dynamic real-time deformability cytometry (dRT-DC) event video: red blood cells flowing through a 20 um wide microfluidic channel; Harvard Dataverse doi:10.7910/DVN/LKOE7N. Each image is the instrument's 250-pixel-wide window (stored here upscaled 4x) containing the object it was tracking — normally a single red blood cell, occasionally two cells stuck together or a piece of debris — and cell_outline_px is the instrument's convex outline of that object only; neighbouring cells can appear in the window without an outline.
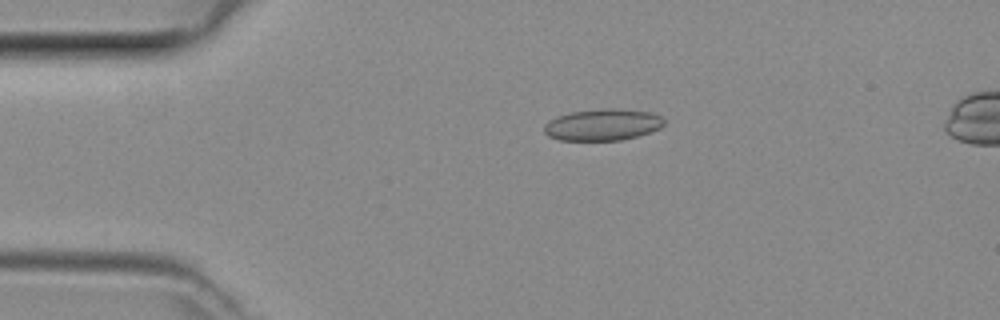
{"species": "common noctule bat (a hibernating species)", "species_latin": "Nyctalus noctula", "temperature_condition": "room temperature", "stored_images_in_passage": 6, "camera_frame_rate_fps": 3000, "um_per_image_px": 0.085, "animal": {"sex": "female", "body_mass_g": 29.2, "forearm_length_mm": 56.3}, "frame": {"image": 1, "passage_image": 2, "time_ms": 0.333, "image_size_px": [1000, 320], "cell_outline_px": [[664, 124], [660, 128], [652, 132], [620, 140], [560, 140], [548, 136], [544, 132], [544, 124], [548, 120], [572, 112], [604, 108], [616, 108], [652, 112], [660, 116], [664, 120]], "centroid_in_image_um": [51.24, 10.6], "position_along_channel_um": 33.8, "area_um2": 22.08}}